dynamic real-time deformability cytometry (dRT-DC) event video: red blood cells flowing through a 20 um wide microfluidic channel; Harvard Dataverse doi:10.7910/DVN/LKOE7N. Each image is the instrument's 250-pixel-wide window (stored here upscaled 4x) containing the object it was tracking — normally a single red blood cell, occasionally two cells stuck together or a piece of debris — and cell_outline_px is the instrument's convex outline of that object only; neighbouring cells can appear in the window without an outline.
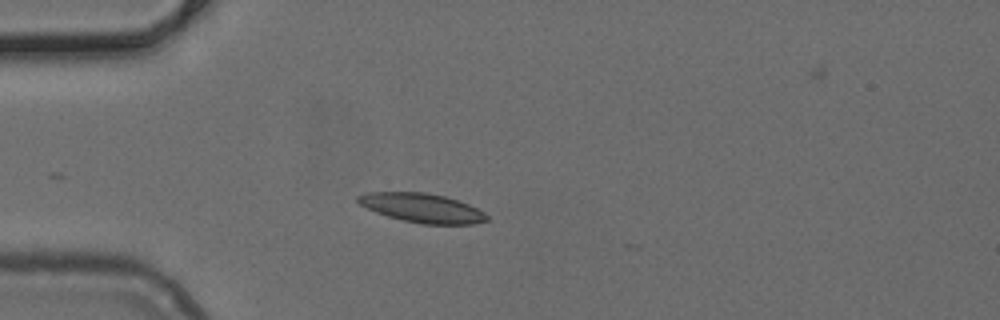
{"species": "common noctule bat (a hibernating species)", "species_latin": "Nyctalus noctula", "temperature_condition": "cold", "stored_images_in_passage": 18, "camera_frame_rate_fps": 3000, "um_per_image_px": 0.085, "animal": {"sex": "female", "body_mass_g": 24.6, "forearm_length_mm": 56.2}, "frame": {"image": 1, "passage_image": 1, "time_ms": 0.0, "image_size_px": [1000, 320], "cell_outline_px": [[488, 220], [472, 224], [420, 224], [388, 216], [376, 212], [360, 204], [356, 200], [356, 196], [368, 192], [424, 192], [444, 196], [468, 204], [484, 212], [488, 216]], "centroid_in_image_um": [35.87, 17.67], "position_along_channel_um": 49.1, "area_um2": 21.68}}
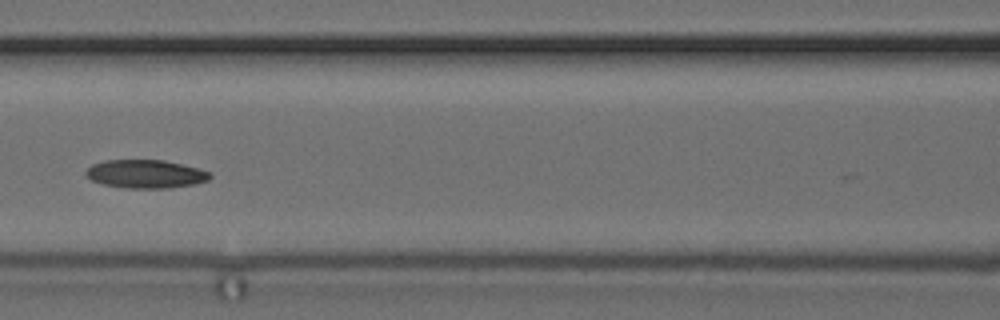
{"frame": {"image": 2, "passage_image": 10, "time_ms": 3.0, "image_size_px": [1000, 320], "cell_outline_px": [[212, 176], [208, 180], [196, 184], [172, 188], [124, 188], [104, 184], [92, 180], [84, 172], [92, 164], [104, 160], [164, 160], [212, 172]], "centroid_in_image_um": [12.4, 14.79], "position_along_channel_um": 154.2, "area_um2": 20.52}}
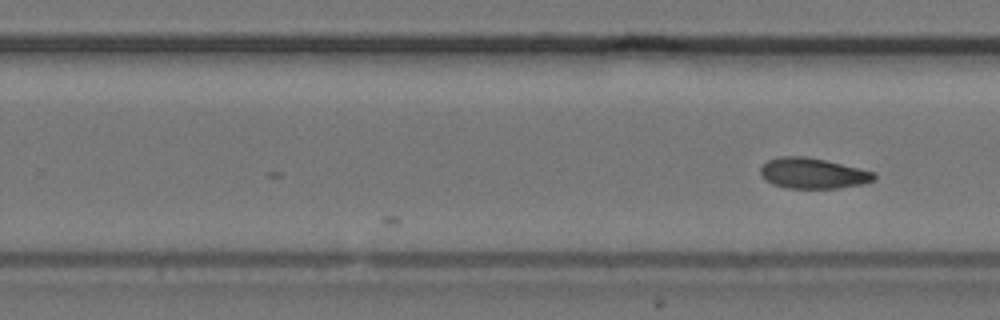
{"frame": {"image": 3, "passage_image": 18, "time_ms": 5.667, "image_size_px": [1000, 320], "cell_outline_px": [[876, 180], [864, 184], [840, 188], [788, 188], [772, 184], [764, 180], [760, 176], [760, 168], [768, 160], [780, 156], [804, 156], [824, 160], [860, 168], [876, 172]], "centroid_in_image_um": [69.11, 14.74], "position_along_channel_um": 260.7, "area_um2": 20.46}}